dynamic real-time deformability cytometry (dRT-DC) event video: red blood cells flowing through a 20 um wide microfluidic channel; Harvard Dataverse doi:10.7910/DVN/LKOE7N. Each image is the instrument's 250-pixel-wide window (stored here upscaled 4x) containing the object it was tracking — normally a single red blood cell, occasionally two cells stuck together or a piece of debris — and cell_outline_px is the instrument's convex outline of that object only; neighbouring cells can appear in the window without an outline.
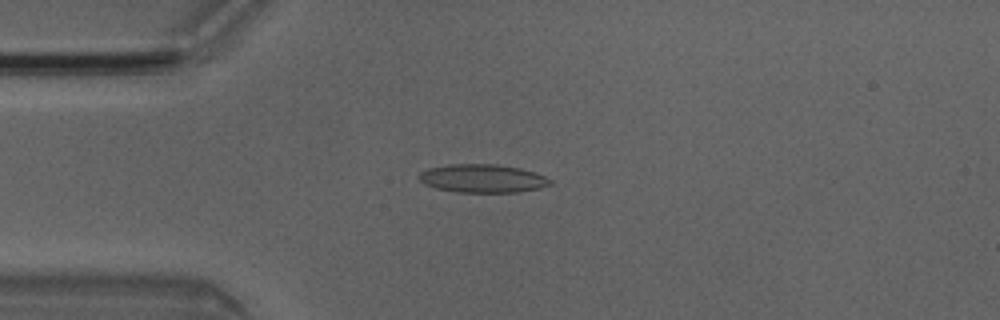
{"species": "Egyptian fruit bat (a non-hibernating species)", "species_latin": "Rousettus aegyptiacus", "temperature_condition": "room temperature", "stored_images_in_passage": 4, "camera_frame_rate_fps": 3000, "um_per_image_px": 0.085, "animal": {"sex": "male"}, "frame": {"image": 1, "passage_image": 4, "time_ms": 1.0, "image_size_px": [1000, 320], "cell_outline_px": [[552, 184], [540, 188], [520, 192], [456, 192], [436, 188], [424, 184], [416, 176], [420, 172], [428, 168], [448, 164], [496, 164], [520, 168], [544, 176], [552, 180]], "centroid_in_image_um": [40.99, 15.17], "position_along_channel_um": 44.0, "area_um2": 21.73}}